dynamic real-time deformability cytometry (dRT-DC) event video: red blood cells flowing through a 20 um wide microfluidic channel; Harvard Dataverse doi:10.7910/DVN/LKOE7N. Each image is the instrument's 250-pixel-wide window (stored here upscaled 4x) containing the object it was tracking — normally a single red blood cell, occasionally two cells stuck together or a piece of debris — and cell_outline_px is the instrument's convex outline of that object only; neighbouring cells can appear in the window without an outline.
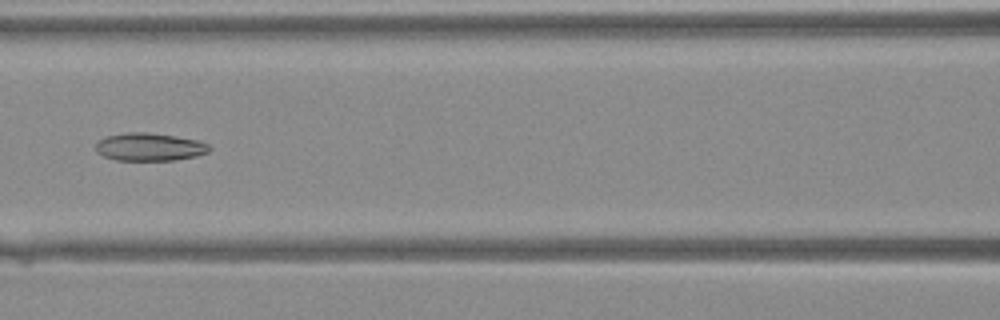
{"species": "Egyptian fruit bat (a non-hibernating species)", "species_latin": "Rousettus aegyptiacus", "temperature_condition": "warm", "stored_images_in_passage": 33, "camera_frame_rate_fps": 3000, "um_per_image_px": 0.085, "animal": {"sex": "female"}, "frame": {"image": 1, "passage_image": 11, "time_ms": 3.333, "image_size_px": [1000, 320], "cell_outline_px": [[212, 148], [208, 152], [196, 156], [172, 160], [116, 160], [104, 156], [96, 152], [96, 144], [104, 136], [124, 132], [148, 132], [196, 140], [208, 144]], "centroid_in_image_um": [12.68, 12.48], "position_along_channel_um": 153.9, "area_um2": 18.38}}
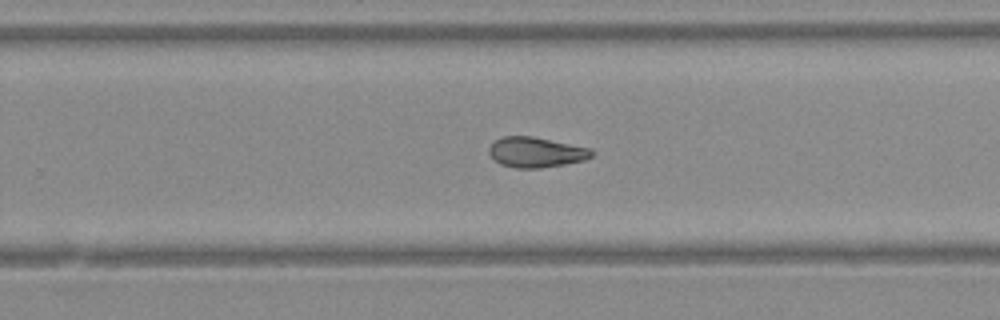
{"frame": {"image": 2, "passage_image": 19, "time_ms": 6.0, "image_size_px": [1000, 320], "cell_outline_px": [[592, 156], [584, 160], [564, 164], [540, 168], [516, 168], [500, 164], [488, 152], [488, 148], [496, 140], [504, 136], [532, 136], [592, 148]], "centroid_in_image_um": [45.56, 12.94], "position_along_channel_um": 284.2, "area_um2": 17.98}}
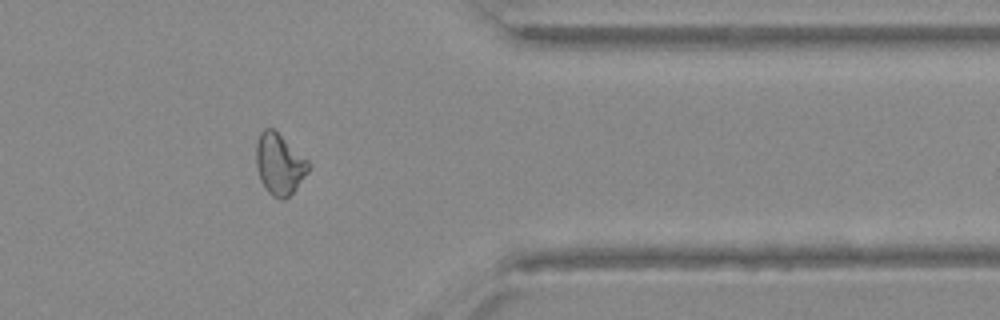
{"frame": {"image": 3, "passage_image": 26, "time_ms": 8.333, "image_size_px": [1000, 320], "cell_outline_px": [[312, 164], [308, 172], [296, 188], [284, 200], [280, 200], [272, 196], [264, 188], [260, 180], [256, 168], [256, 144], [260, 132], [264, 128], [272, 128], [308, 160]], "centroid_in_image_um": [23.74, 13.97], "position_along_channel_um": 387.7, "area_um2": 18.67}}